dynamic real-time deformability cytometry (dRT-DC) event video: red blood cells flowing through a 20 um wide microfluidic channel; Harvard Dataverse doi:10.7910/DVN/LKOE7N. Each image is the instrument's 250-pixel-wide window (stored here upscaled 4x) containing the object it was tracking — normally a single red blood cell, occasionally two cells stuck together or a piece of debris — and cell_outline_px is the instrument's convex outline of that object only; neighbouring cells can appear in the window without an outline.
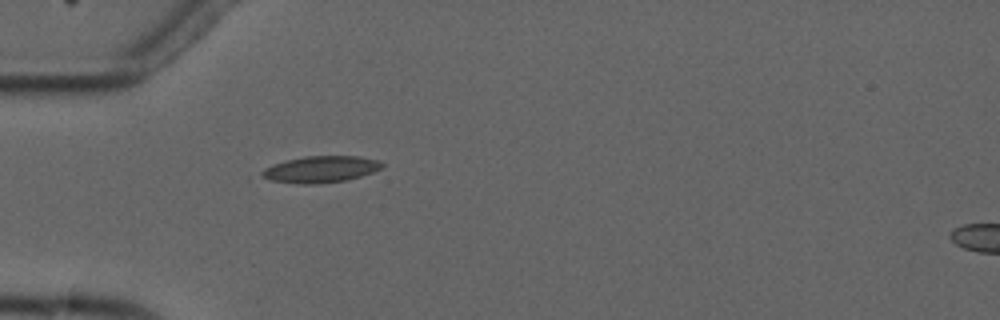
{"species": "common noctule bat (a hibernating species)", "species_latin": "Nyctalus noctula", "temperature_condition": "cold", "stored_images_in_passage": 6, "camera_frame_rate_fps": 3000, "um_per_image_px": 0.085, "animal": {"sex": "male", "forearm_length_mm": 52.5}, "frame": {"image": 1, "passage_image": 5, "time_ms": 4.667, "image_size_px": [1000, 320], "cell_outline_px": [[384, 168], [360, 176], [344, 180], [316, 184], [300, 184], [272, 180], [256, 172], [264, 168], [288, 160], [304, 156], [360, 156], [376, 160], [384, 164]], "centroid_in_image_um": [27.27, 14.38], "position_along_channel_um": 57.7, "area_um2": 18.38}}